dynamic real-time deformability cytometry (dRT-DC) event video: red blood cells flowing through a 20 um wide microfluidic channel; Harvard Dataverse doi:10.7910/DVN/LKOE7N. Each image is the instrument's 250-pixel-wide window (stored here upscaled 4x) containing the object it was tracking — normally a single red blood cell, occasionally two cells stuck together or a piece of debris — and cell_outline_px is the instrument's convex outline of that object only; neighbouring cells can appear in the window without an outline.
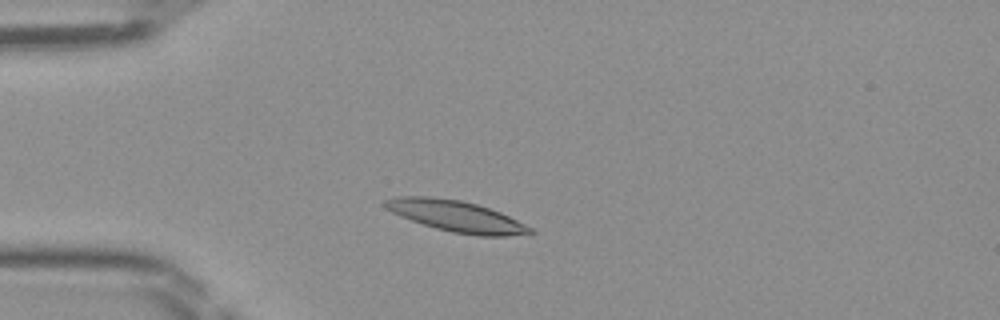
{"species": "Egyptian fruit bat (a non-hibernating species)", "species_latin": "Rousettus aegyptiacus", "temperature_condition": "room temperature", "stored_images_in_passage": 43, "camera_frame_rate_fps": 3000, "um_per_image_px": 0.085, "frame": {"image": 1, "passage_image": 8, "time_ms": 2.333, "image_size_px": [1000, 320], "cell_outline_px": [[536, 232], [508, 236], [480, 236], [452, 232], [436, 228], [400, 216], [384, 208], [384, 200], [392, 196], [432, 196], [460, 200], [476, 204], [500, 212], [532, 228]], "centroid_in_image_um": [38.74, 18.36], "position_along_channel_um": 46.3, "area_um2": 26.18}}
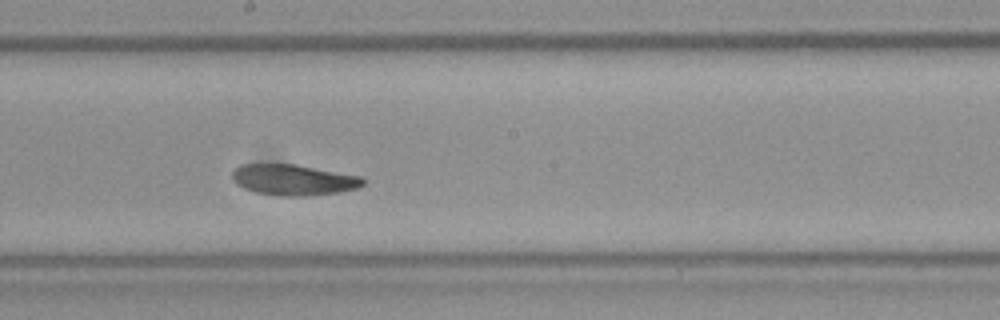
{"frame": {"image": 2, "passage_image": 22, "time_ms": 7.0, "image_size_px": [1000, 320], "cell_outline_px": [[364, 184], [356, 188], [340, 192], [308, 196], [280, 196], [256, 192], [244, 188], [236, 184], [232, 180], [232, 172], [240, 164], [296, 164], [360, 176], [364, 180]], "centroid_in_image_um": [24.92, 15.29], "position_along_channel_um": 223.3, "area_um2": 23.52}}
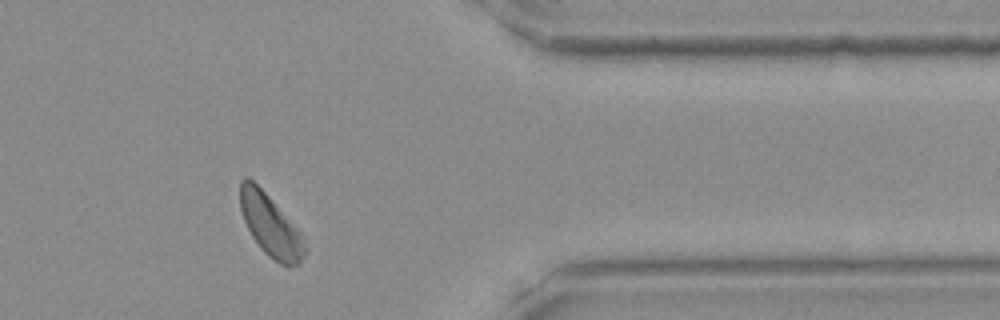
{"frame": {"image": 3, "passage_image": 35, "time_ms": 11.333, "image_size_px": [1000, 320], "cell_outline_px": [[308, 248], [300, 264], [288, 268], [280, 264], [268, 256], [260, 248], [252, 236], [244, 220], [240, 208], [240, 180], [244, 176], [248, 176], [268, 196], [300, 232]], "centroid_in_image_um": [23.0, 19.21], "position_along_channel_um": 388.4, "area_um2": 23.24}}